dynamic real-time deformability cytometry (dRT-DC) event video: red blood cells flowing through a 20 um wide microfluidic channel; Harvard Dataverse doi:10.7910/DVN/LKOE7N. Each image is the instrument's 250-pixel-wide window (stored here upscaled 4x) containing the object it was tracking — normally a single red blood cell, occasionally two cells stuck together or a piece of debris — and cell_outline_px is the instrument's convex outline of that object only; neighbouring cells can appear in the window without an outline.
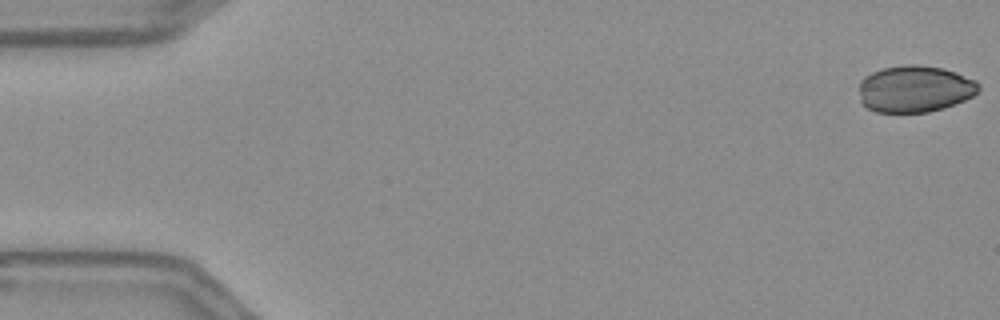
{"species": "Egyptian fruit bat (a non-hibernating species)", "species_latin": "Rousettus aegyptiacus", "temperature_condition": "warm", "stored_images_in_passage": 56, "camera_frame_rate_fps": 3000, "um_per_image_px": 0.085, "frame": {"image": 1, "passage_image": 1, "time_ms": 0.0, "image_size_px": [1000, 320], "cell_outline_px": [[980, 88], [972, 96], [964, 100], [944, 108], [928, 112], [876, 112], [868, 108], [860, 100], [860, 80], [864, 76], [872, 72], [884, 68], [904, 64], [920, 64], [944, 68], [956, 72], [976, 80], [980, 84]], "centroid_in_image_um": [77.77, 7.54], "position_along_channel_um": 7.2, "area_um2": 32.77}}
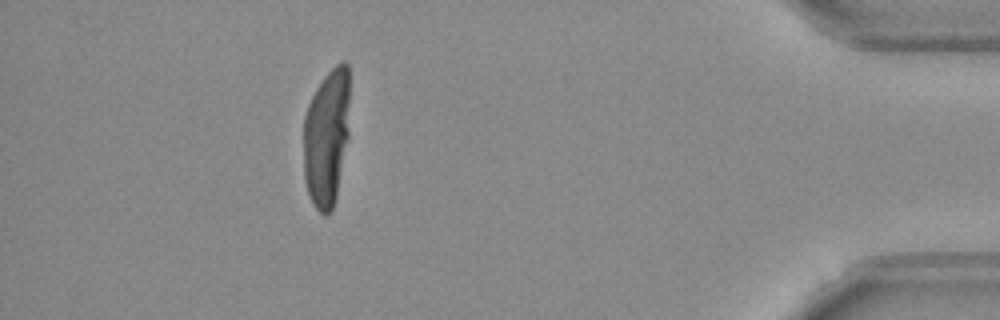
{"frame": {"image": 2, "passage_image": 50, "time_ms": 16.333, "image_size_px": [1000, 320], "cell_outline_px": [[348, 140], [336, 196], [332, 208], [328, 216], [324, 216], [312, 204], [304, 180], [304, 116], [308, 104], [316, 88], [324, 76], [336, 64], [344, 60], [348, 64]], "centroid_in_image_um": [27.75, 11.69], "position_along_channel_um": 407.4, "area_um2": 37.17}}